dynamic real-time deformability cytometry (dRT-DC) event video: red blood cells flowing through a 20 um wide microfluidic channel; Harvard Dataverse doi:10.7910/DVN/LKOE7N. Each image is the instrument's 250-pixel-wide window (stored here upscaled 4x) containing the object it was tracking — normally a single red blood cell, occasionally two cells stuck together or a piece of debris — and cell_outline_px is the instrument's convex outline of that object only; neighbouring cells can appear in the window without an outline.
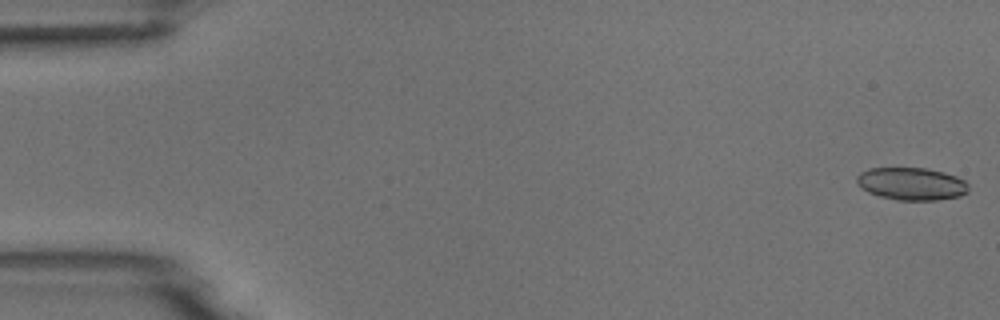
{"species": "common noctule bat (a hibernating species)", "species_latin": "Nyctalus noctula", "temperature_condition": "room temperature", "stored_images_in_passage": 5, "camera_frame_rate_fps": 3000, "um_per_image_px": 0.085, "animal": {"sex": "male", "body_mass_g": 18.8}, "frame": {"image": 1, "passage_image": 1, "time_ms": 0.0, "image_size_px": [1000, 320], "cell_outline_px": [[968, 192], [960, 196], [936, 200], [896, 200], [880, 196], [868, 192], [860, 188], [856, 180], [856, 176], [860, 172], [868, 168], [928, 168], [944, 172], [956, 176], [964, 180], [968, 184]], "centroid_in_image_um": [77.47, 15.62], "position_along_channel_um": 7.5, "area_um2": 21.39}}
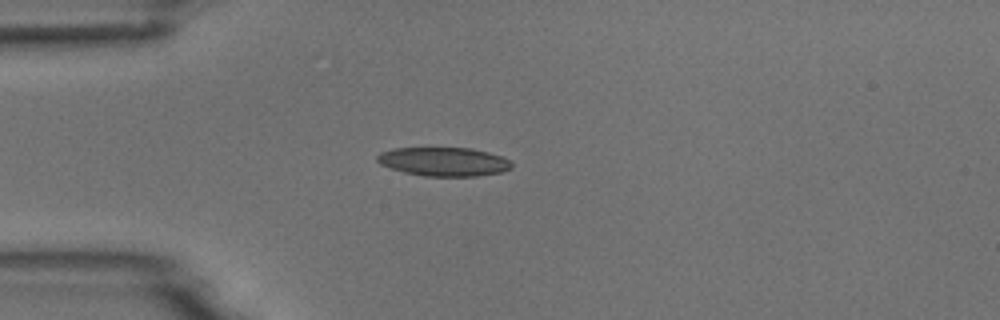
{"frame": {"image": 2, "passage_image": 4, "time_ms": 4.333, "image_size_px": [1000, 320], "cell_outline_px": [[512, 168], [500, 172], [476, 176], [424, 176], [404, 172], [380, 164], [376, 160], [376, 156], [380, 152], [392, 148], [472, 148], [488, 152], [500, 156], [508, 160], [512, 164]], "centroid_in_image_um": [37.69, 13.73], "position_along_channel_um": 47.3, "area_um2": 22.48}}